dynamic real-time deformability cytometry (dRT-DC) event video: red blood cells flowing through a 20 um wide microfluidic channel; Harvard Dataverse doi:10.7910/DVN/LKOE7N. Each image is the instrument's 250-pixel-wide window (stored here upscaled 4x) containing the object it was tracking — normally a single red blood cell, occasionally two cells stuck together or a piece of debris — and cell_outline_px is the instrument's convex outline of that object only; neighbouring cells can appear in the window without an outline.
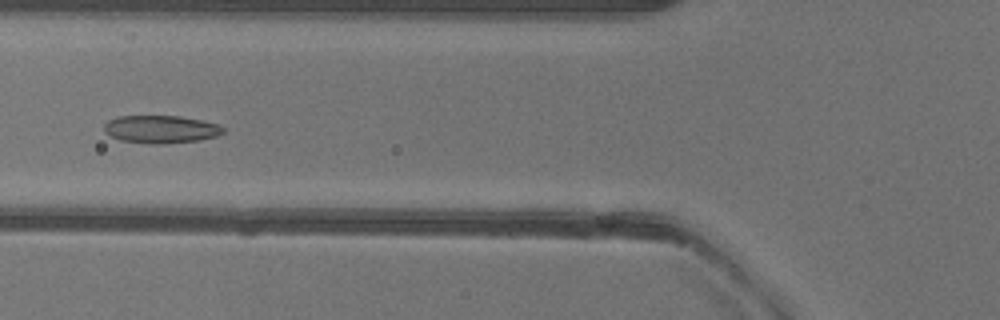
{"species": "common noctule bat (a hibernating species)", "species_latin": "Nyctalus noctula", "temperature_condition": "warm", "stored_images_in_passage": 51, "camera_frame_rate_fps": 3000, "um_per_image_px": 0.085, "animal": {"sex": "female"}, "frame": {"image": 1, "passage_image": 19, "time_ms": 6.0, "image_size_px": [1000, 320], "cell_outline_px": [[224, 132], [216, 136], [196, 140], [164, 144], [152, 144], [120, 140], [104, 132], [104, 124], [108, 120], [116, 116], [180, 116], [220, 124], [224, 128]], "centroid_in_image_um": [13.65, 10.98], "position_along_channel_um": 112.1, "area_um2": 19.25}}
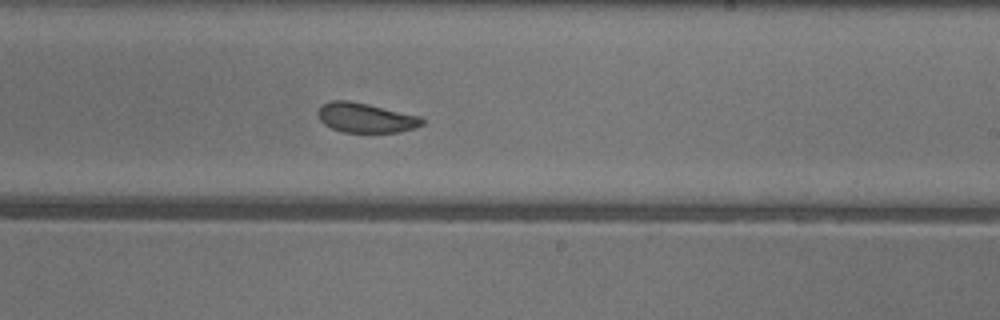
{"frame": {"image": 2, "passage_image": 30, "time_ms": 9.667, "image_size_px": [1000, 320], "cell_outline_px": [[424, 124], [416, 128], [400, 132], [340, 132], [324, 124], [320, 120], [320, 108], [324, 104], [332, 100], [348, 100], [368, 104], [420, 116], [424, 120]], "centroid_in_image_um": [31.13, 10.02], "position_along_channel_um": 257.9, "area_um2": 17.86}}
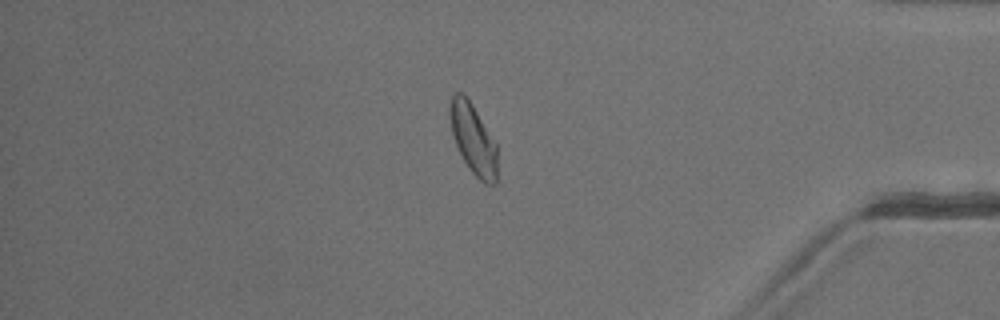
{"frame": {"image": 3, "passage_image": 43, "time_ms": 14.0, "image_size_px": [1000, 320], "cell_outline_px": [[496, 184], [484, 184], [472, 172], [464, 160], [456, 144], [452, 132], [452, 96], [456, 92], [460, 92], [472, 104], [496, 144]], "centroid_in_image_um": [40.26, 11.89], "position_along_channel_um": 394.9, "area_um2": 18.38}, "authors_computed_cell_mechanics": {"area_um2": 19.941, "velocity_mm_per_s": 3.9768, "shape_relaxation_time_tau1_ms": 4.4516, "shape_relaxation_time_tau2_ms": 2.3751, "deformation_change_tau1": 0.1054, "deformation_change_tau2": 0.0813}}